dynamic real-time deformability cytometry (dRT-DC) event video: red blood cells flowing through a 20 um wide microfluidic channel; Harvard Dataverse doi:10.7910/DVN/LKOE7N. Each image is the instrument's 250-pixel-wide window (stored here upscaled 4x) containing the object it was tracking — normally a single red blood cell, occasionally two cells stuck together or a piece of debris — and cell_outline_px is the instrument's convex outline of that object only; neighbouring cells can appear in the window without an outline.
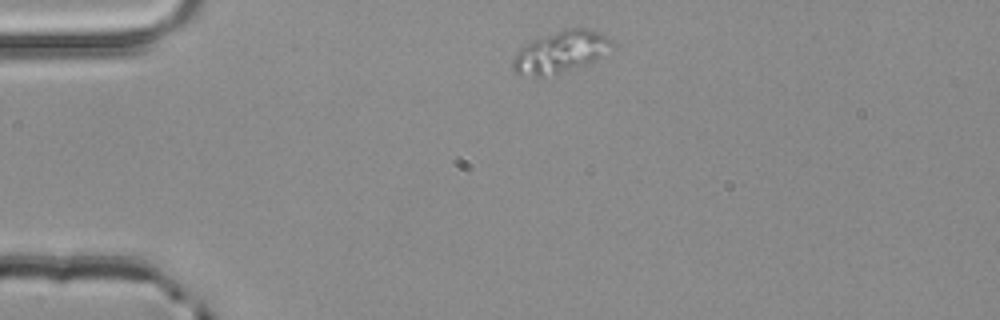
{"species": "common noctule bat (a hibernating species)", "species_latin": "Nyctalus noctula", "temperature_condition": "room temperature", "stored_images_in_passage": 3, "camera_frame_rate_fps": 3000, "um_per_image_px": 0.085, "animal": {"sex": "male", "body_mass_g": 20.4}, "frame": {"image": 1, "passage_image": 1, "time_ms": 0.0, "image_size_px": [1000, 320], "cell_outline_px": [[612, 44], [600, 56], [588, 64], [544, 76], [532, 76], [516, 72], [512, 68], [512, 56], [524, 44], [532, 40], [564, 28], [592, 28], [612, 40]], "centroid_in_image_um": [47.6, 4.38], "position_along_channel_um": 37.4, "area_um2": 23.76}}